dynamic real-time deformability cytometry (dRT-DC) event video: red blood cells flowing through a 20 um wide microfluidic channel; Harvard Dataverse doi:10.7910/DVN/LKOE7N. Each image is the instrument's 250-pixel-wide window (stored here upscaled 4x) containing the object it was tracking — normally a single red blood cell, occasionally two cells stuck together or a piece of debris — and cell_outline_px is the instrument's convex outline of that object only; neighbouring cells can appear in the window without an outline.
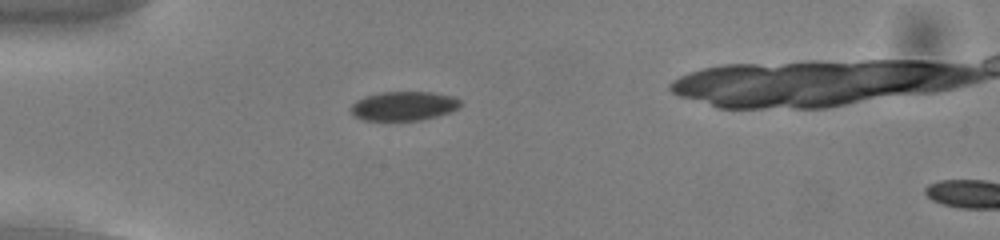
{"species": "common noctule bat (a hibernating species)", "species_latin": "Nyctalus noctula", "temperature_condition": "cold", "stored_images_in_passage": 35, "camera_frame_rate_fps": 3000, "um_per_image_px": 0.085, "animal": {"sex": "male", "body_mass_g": 13.0, "forearm_length_mm": 53.1}, "frame": {"image": 1, "passage_image": 1, "time_ms": 0.0, "image_size_px": [1000, 240], "cell_outline_px": [[460, 108], [452, 112], [420, 120], [364, 120], [352, 116], [348, 108], [356, 100], [364, 96], [380, 92], [432, 92], [452, 96], [460, 100]], "centroid_in_image_um": [34.28, 9.01], "position_along_channel_um": 50.7, "area_um2": 18.84}}
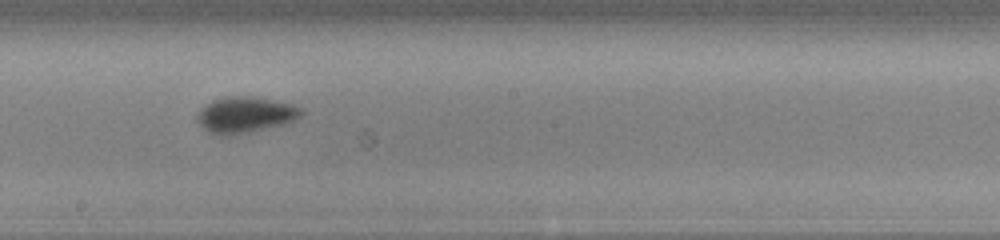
{"frame": {"image": 2, "passage_image": 16, "time_ms": 5.0, "image_size_px": [1000, 240], "cell_outline_px": [[304, 112], [296, 120], [284, 124], [232, 136], [220, 136], [208, 132], [196, 120], [196, 116], [200, 108], [204, 104], [212, 100], [224, 96], [252, 96], [292, 104], [300, 108]], "centroid_in_image_um": [20.8, 9.76], "position_along_channel_um": 227.4, "area_um2": 22.14}}
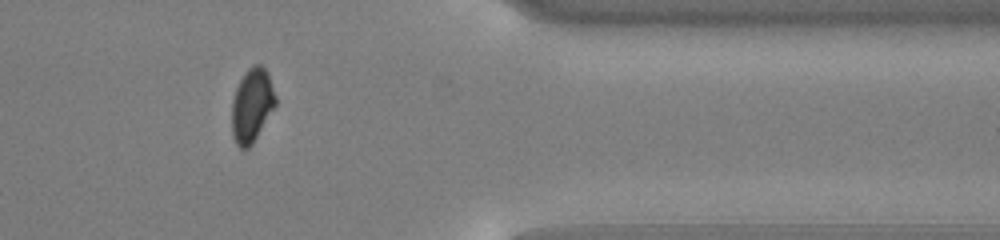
{"frame": {"image": 3, "passage_image": 30, "time_ms": 9.667, "image_size_px": [1000, 240], "cell_outline_px": [[276, 104], [252, 144], [248, 148], [240, 148], [236, 144], [232, 136], [232, 100], [236, 88], [244, 72], [252, 64], [260, 64], [268, 72], [276, 96]], "centroid_in_image_um": [21.4, 8.92], "position_along_channel_um": 390.0, "area_um2": 18.79}}